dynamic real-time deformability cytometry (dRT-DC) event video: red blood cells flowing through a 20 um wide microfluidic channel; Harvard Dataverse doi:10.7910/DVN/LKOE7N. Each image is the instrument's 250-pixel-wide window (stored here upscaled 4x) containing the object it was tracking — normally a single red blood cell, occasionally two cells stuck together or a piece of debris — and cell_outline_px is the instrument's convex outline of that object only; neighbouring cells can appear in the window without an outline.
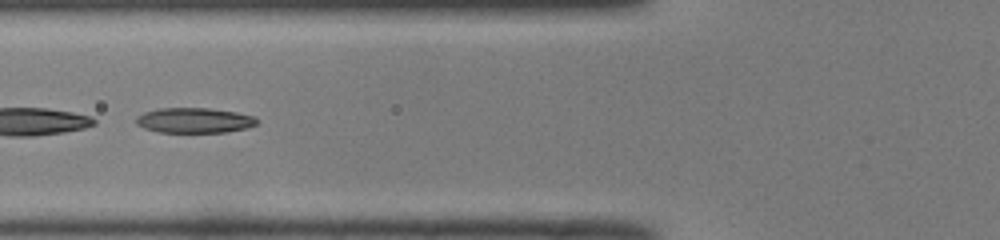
{"species": "common noctule bat (a hibernating species)", "species_latin": "Nyctalus noctula", "temperature_condition": "room temperature", "stored_images_in_passage": 36, "camera_frame_rate_fps": 3000, "um_per_image_px": 0.085, "animal": {"sex": "male", "body_mass_g": 19.0, "forearm_length_mm": 50.8}, "frame": {"image": 1, "passage_image": 7, "time_ms": 2.0, "image_size_px": [1000, 240], "cell_outline_px": [[260, 120], [256, 124], [248, 128], [228, 132], [156, 132], [144, 128], [136, 124], [136, 116], [144, 112], [160, 108], [208, 108], [236, 112], [252, 116]], "centroid_in_image_um": [16.51, 10.23], "position_along_channel_um": 109.3, "area_um2": 17.8}}
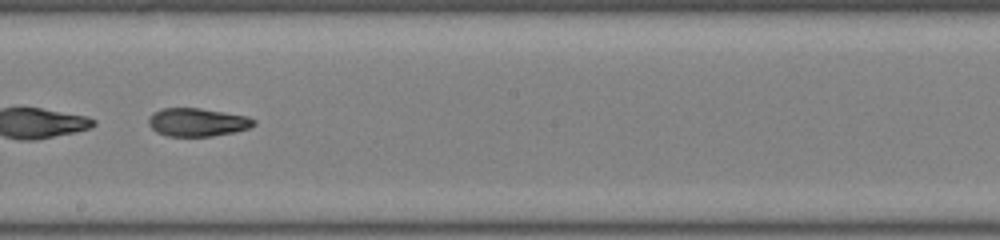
{"frame": {"image": 2, "passage_image": 16, "time_ms": 5.0, "image_size_px": [1000, 240], "cell_outline_px": [[256, 124], [248, 128], [236, 132], [212, 136], [168, 136], [156, 132], [148, 124], [148, 116], [152, 112], [160, 108], [200, 108], [248, 116], [256, 120]], "centroid_in_image_um": [16.76, 10.38], "position_along_channel_um": 231.4, "area_um2": 17.51}}
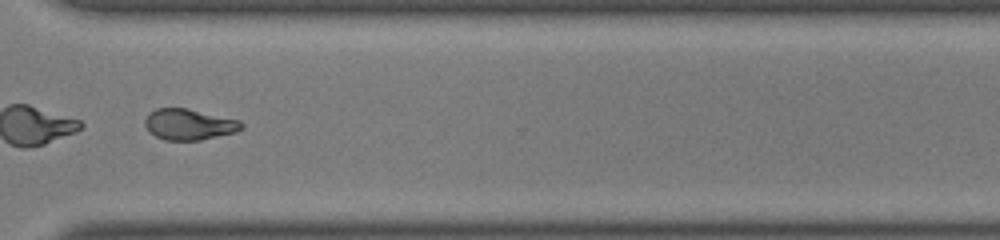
{"frame": {"image": 3, "passage_image": 25, "time_ms": 8.0, "image_size_px": [1000, 240], "cell_outline_px": [[244, 128], [236, 132], [200, 140], [164, 140], [148, 132], [144, 124], [144, 120], [148, 112], [156, 108], [188, 108], [240, 120], [244, 124]], "centroid_in_image_um": [16.06, 10.57], "position_along_channel_um": 354.5, "area_um2": 17.69}, "authors_computed_cell_mechanics": {"area_um2": 18.0625, "velocity_mm_per_s": 4.0857, "shape_relaxation_time_tau1_ms": 7.0082, "shape_relaxation_time_tau2_ms": 2.966, "deformation_change_tau1": 0.2145, "deformation_change_tau2": 0.0943}}